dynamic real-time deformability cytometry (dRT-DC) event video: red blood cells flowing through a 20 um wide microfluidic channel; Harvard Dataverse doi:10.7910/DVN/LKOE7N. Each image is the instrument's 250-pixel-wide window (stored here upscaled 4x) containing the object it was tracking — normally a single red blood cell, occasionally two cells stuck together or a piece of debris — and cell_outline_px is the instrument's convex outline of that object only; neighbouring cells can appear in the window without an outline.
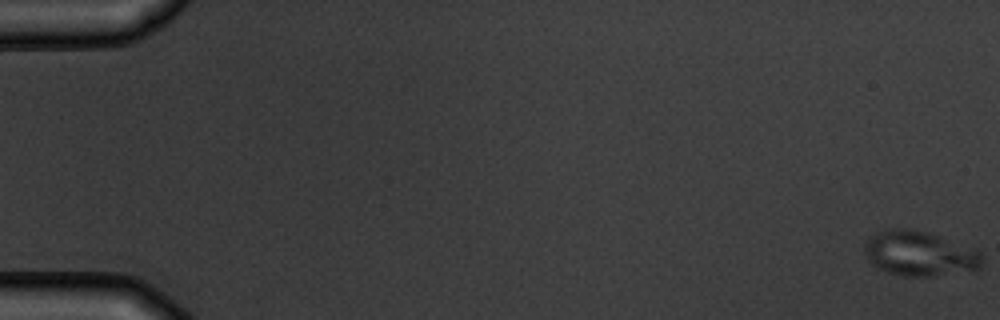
{"species": "common noctule bat (a hibernating species)", "species_latin": "Nyctalus noctula", "temperature_condition": "warm", "stored_images_in_passage": 8, "camera_frame_rate_fps": 3000, "um_per_image_px": 0.085, "animal": {"sex": "male", "body_mass_g": 19.5, "forearm_length_mm": 54.6}, "frame": {"image": 1, "passage_image": 1, "time_ms": 0.0, "image_size_px": [1000, 320], "cell_outline_px": [[984, 256], [980, 268], [932, 276], [904, 276], [888, 272], [876, 268], [864, 256], [864, 244], [872, 236], [880, 232], [892, 228], [916, 228], [928, 232], [980, 252]], "centroid_in_image_um": [78.11, 21.55], "position_along_channel_um": 6.9, "area_um2": 30.46}}